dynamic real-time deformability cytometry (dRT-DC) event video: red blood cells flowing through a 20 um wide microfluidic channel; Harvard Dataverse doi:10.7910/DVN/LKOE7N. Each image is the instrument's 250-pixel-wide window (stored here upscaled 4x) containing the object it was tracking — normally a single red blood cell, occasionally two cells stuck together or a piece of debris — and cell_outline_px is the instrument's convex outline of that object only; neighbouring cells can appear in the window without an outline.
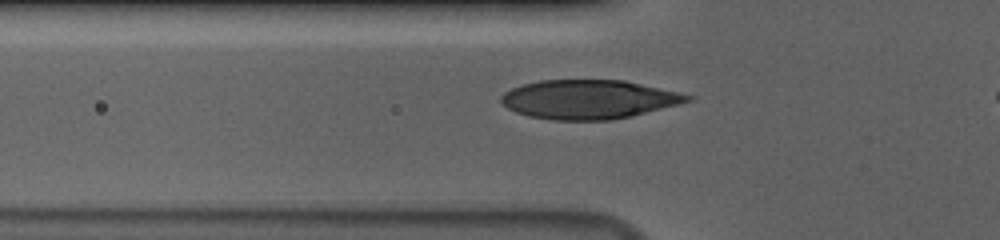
{"species": "human", "species_latin": "Homo sapiens", "temperature_condition": "cold", "stored_images_in_passage": 43, "camera_frame_rate_fps": 3000, "um_per_image_px": 0.085, "donor": {"sex": "male"}, "frame": {"image": 1, "passage_image": 12, "time_ms": 3.667, "image_size_px": [1000, 240], "cell_outline_px": [[692, 100], [612, 120], [552, 120], [528, 116], [516, 112], [508, 108], [500, 100], [500, 96], [504, 92], [512, 88], [524, 84], [540, 80], [624, 80], [676, 92], [692, 96]], "centroid_in_image_um": [49.96, 8.44], "position_along_channel_um": 75.8, "area_um2": 41.73}}
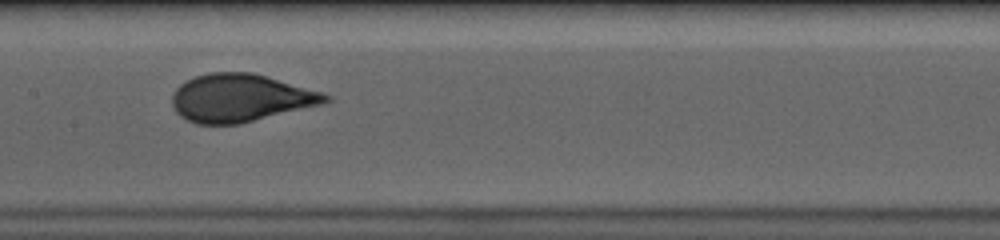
{"frame": {"image": 2, "passage_image": 21, "time_ms": 6.667, "image_size_px": [1000, 240], "cell_outline_px": [[332, 100], [320, 104], [240, 124], [196, 124], [180, 116], [176, 112], [172, 104], [172, 96], [176, 88], [180, 84], [196, 76], [212, 72], [252, 72], [320, 92], [332, 96]], "centroid_in_image_um": [20.4, 8.33], "position_along_channel_um": 187.0, "area_um2": 42.25}}
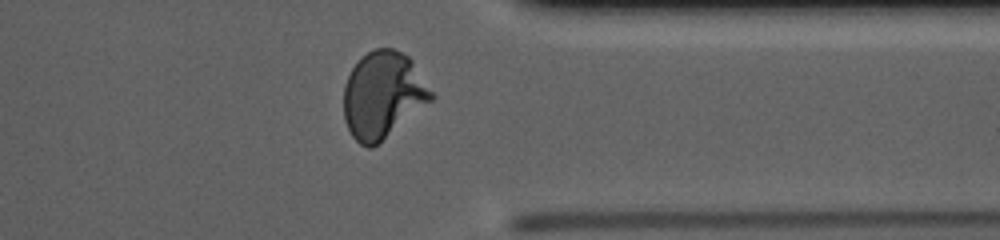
{"frame": {"image": 3, "passage_image": 37, "time_ms": 12.0, "image_size_px": [1000, 240], "cell_outline_px": [[436, 96], [432, 100], [372, 148], [368, 148], [360, 144], [352, 136], [344, 120], [344, 84], [352, 68], [368, 52], [376, 48], [392, 48], [408, 56], [412, 60]], "centroid_in_image_um": [32.55, 8.07], "position_along_channel_um": 378.9, "area_um2": 43.81}, "authors_computed_cell_mechanics": {"area_um2": 42.1362, "velocity_mm_per_s": 3.6861, "shape_relaxation_time_tau1_ms": 4.2612, "shape_relaxation_time_tau2_ms": null, "deformation_change_tau1": 0.197, "deformation_change_tau2": null}}